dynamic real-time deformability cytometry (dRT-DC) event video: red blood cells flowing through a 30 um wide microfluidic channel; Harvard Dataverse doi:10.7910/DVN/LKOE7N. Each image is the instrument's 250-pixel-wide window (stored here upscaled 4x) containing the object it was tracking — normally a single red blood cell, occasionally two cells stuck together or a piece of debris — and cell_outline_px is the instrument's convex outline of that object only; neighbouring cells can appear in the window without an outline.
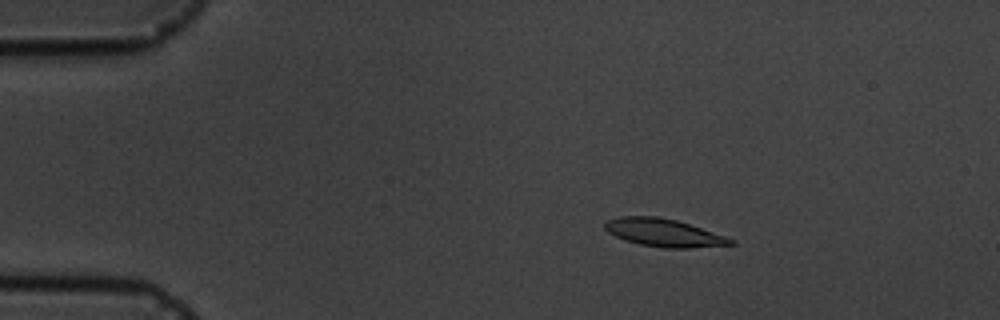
{"species": "common noctule bat (a hibernating species)", "species_latin": "Nyctalus noctula", "temperature_condition": "cold", "stored_images_in_passage": 3, "camera_frame_rate_fps": 3000, "um_per_image_px": 0.085, "animal": {"sex": "male", "body_mass_g": 19.5, "forearm_length_mm": 54.6}, "frame": {"image": 1, "passage_image": 1, "time_ms": 0.0, "image_size_px": [1000, 320], "cell_outline_px": [[736, 244], [688, 248], [664, 248], [640, 244], [624, 240], [608, 232], [604, 228], [604, 224], [608, 220], [620, 216], [660, 216], [676, 220], [736, 240]], "centroid_in_image_um": [56.4, 19.78], "position_along_channel_um": 28.6, "area_um2": 20.23}}
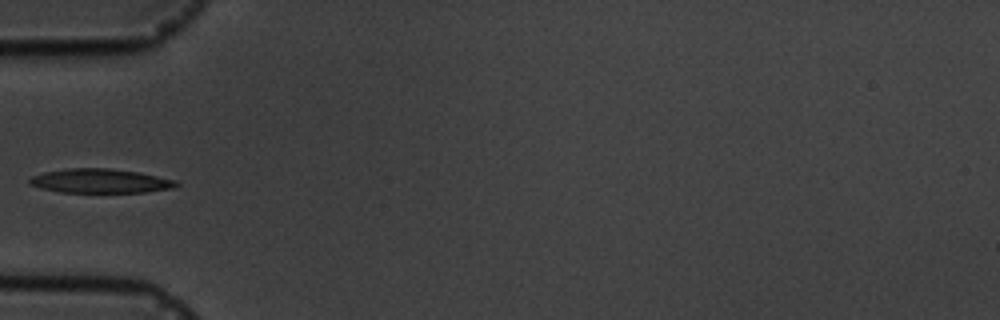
{"frame": {"image": 2, "passage_image": 3, "time_ms": 3.0, "image_size_px": [1000, 320], "cell_outline_px": [[180, 184], [176, 188], [144, 192], [60, 192], [40, 188], [28, 184], [28, 180], [32, 176], [44, 172], [68, 168], [108, 168], [136, 172], [176, 180]], "centroid_in_image_um": [8.51, 15.38], "position_along_channel_um": 76.5, "area_um2": 20.63}}